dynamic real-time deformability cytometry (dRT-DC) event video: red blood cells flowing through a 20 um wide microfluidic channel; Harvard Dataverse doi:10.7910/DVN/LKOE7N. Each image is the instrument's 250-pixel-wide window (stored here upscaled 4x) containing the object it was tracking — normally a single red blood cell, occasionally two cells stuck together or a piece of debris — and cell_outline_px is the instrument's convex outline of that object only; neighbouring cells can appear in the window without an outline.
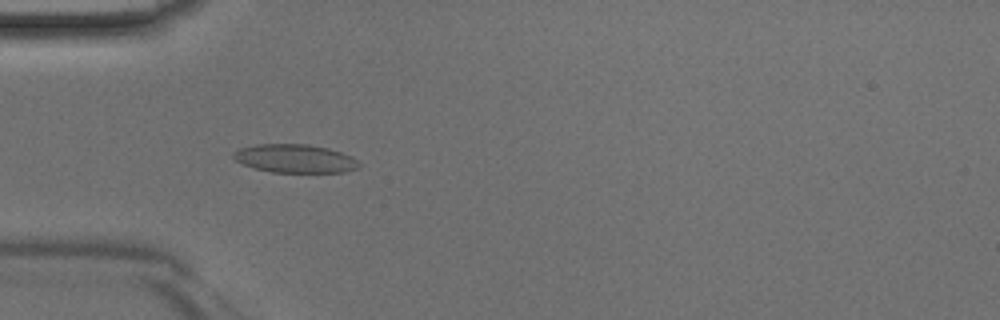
{"species": "Egyptian fruit bat (a non-hibernating species)", "species_latin": "Rousettus aegyptiacus", "temperature_condition": "room temperature", "stored_images_in_passage": 46, "camera_frame_rate_fps": 3000, "um_per_image_px": 0.085, "animal": {"sex": "male"}, "frame": {"image": 1, "passage_image": 14, "time_ms": 4.333, "image_size_px": [1000, 320], "cell_outline_px": [[360, 168], [344, 172], [272, 172], [256, 168], [244, 164], [236, 160], [232, 156], [232, 152], [240, 148], [256, 144], [308, 144], [328, 148], [352, 156], [360, 164]], "centroid_in_image_um": [25.09, 13.47], "position_along_channel_um": 59.9, "area_um2": 20.75}}
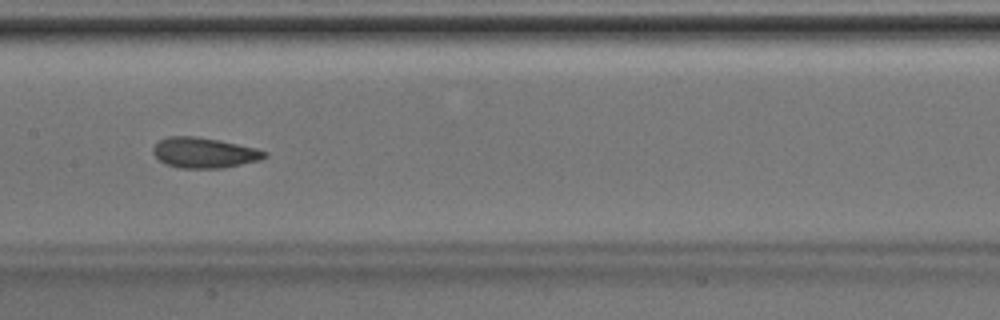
{"frame": {"image": 2, "passage_image": 23, "time_ms": 7.333, "image_size_px": [1000, 320], "cell_outline_px": [[268, 156], [260, 160], [224, 168], [180, 168], [164, 164], [152, 152], [152, 148], [160, 140], [168, 136], [196, 136], [220, 140], [256, 148], [268, 152]], "centroid_in_image_um": [17.37, 12.98], "position_along_channel_um": 190.0, "area_um2": 19.88}}
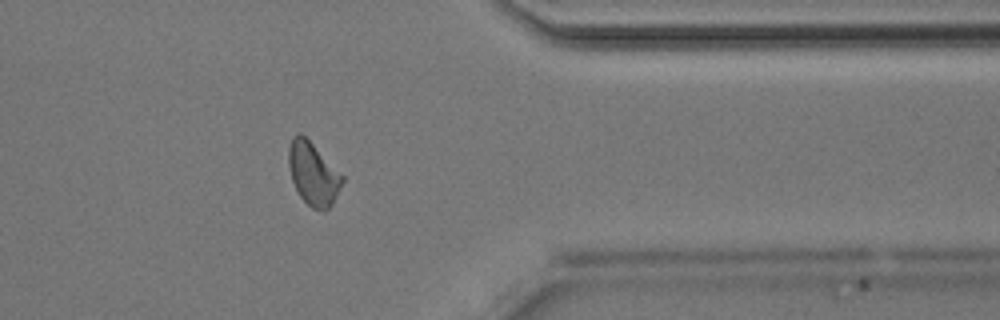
{"frame": {"image": 3, "passage_image": 37, "time_ms": 12.0, "image_size_px": [1000, 320], "cell_outline_px": [[344, 180], [332, 204], [324, 212], [312, 208], [300, 196], [292, 180], [288, 164], [288, 148], [292, 136], [296, 132], [300, 132], [344, 176]], "centroid_in_image_um": [26.6, 14.76], "position_along_channel_um": 384.8, "area_um2": 19.48}}